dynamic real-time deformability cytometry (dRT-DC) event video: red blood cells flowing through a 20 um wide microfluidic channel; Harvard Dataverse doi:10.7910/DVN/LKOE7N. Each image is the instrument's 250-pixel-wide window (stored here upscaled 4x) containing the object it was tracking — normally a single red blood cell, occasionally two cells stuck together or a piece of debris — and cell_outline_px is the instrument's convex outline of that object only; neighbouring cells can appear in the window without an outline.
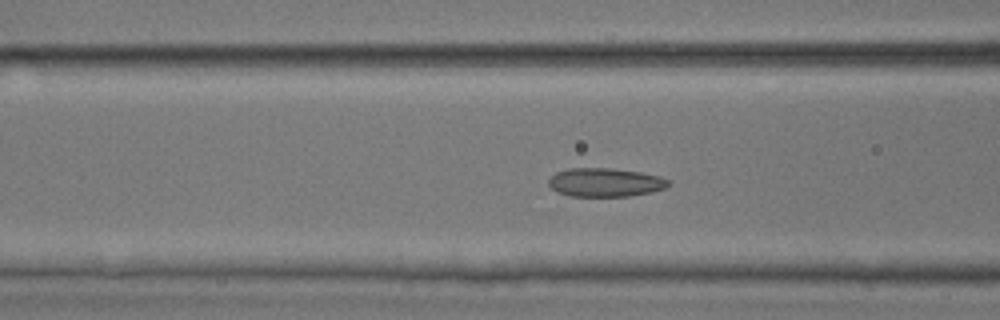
{"species": "common noctule bat (a hibernating species)", "species_latin": "Nyctalus noctula", "temperature_condition": "room temperature", "stored_images_in_passage": 48, "segment_of_instrument_passage": [1, 2], "camera_frame_rate_fps": 3000, "um_per_image_px": 0.085, "animal": {"sex": "male", "body_mass_g": 17.9, "forearm_length_mm": 54.2}, "frame": {"image": 1, "passage_image": 19, "time_ms": 6.0, "image_size_px": [1000, 320], "cell_outline_px": [[672, 184], [664, 188], [652, 192], [628, 196], [568, 196], [552, 188], [548, 184], [548, 180], [556, 172], [568, 168], [612, 168], [640, 172], [660, 176], [672, 180]], "centroid_in_image_um": [51.49, 15.5], "position_along_channel_um": 115.1, "area_um2": 20.11}}
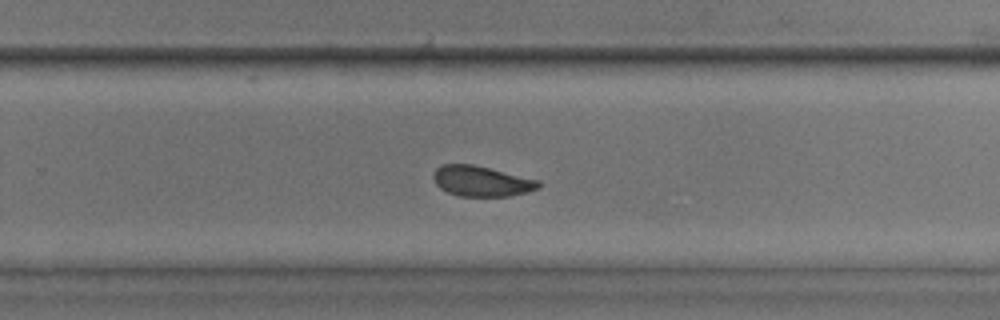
{"frame": {"image": 2, "passage_image": 31, "time_ms": 10.0, "image_size_px": [1000, 320], "cell_outline_px": [[540, 188], [528, 192], [508, 196], [460, 196], [448, 192], [440, 188], [436, 184], [432, 176], [436, 168], [444, 164], [472, 164], [540, 180]], "centroid_in_image_um": [40.93, 15.4], "position_along_channel_um": 288.9, "area_um2": 18.61}}
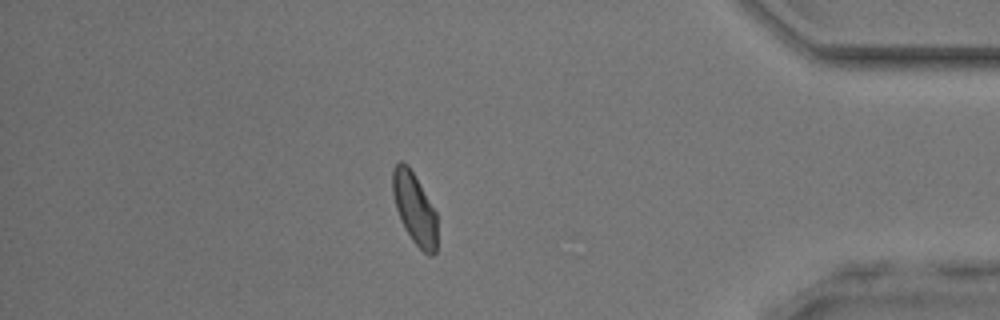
{"frame": {"image": 3, "passage_image": 41, "time_ms": 13.333, "image_size_px": [1000, 320], "cell_outline_px": [[436, 252], [432, 256], [428, 256], [412, 240], [404, 228], [400, 220], [396, 208], [392, 192], [392, 168], [400, 160], [408, 164], [436, 212]], "centroid_in_image_um": [35.21, 17.71], "position_along_channel_um": 400.0, "area_um2": 18.5}}